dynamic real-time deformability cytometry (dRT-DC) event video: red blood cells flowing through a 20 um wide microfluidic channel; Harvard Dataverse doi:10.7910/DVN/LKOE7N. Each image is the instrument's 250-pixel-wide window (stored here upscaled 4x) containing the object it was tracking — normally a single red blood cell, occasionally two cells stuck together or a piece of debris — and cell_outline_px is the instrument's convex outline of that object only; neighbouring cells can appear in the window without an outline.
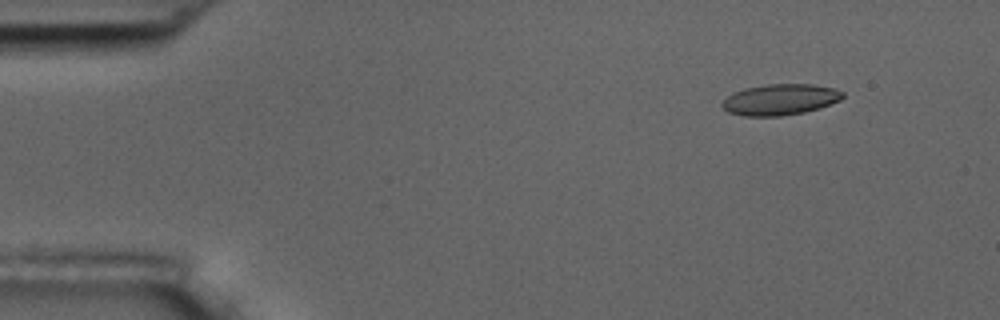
{"species": "common noctule bat (a hibernating species)", "species_latin": "Nyctalus noctula", "temperature_condition": "room temperature", "stored_images_in_passage": 5, "camera_frame_rate_fps": 3000, "um_per_image_px": 0.085, "animal": {"sex": "male", "body_mass_g": 17.5, "forearm_length_mm": 52.3}, "frame": {"image": 1, "passage_image": 1, "time_ms": 0.0, "image_size_px": [1000, 320], "cell_outline_px": [[844, 96], [840, 100], [820, 108], [804, 112], [780, 116], [744, 116], [728, 112], [720, 104], [732, 92], [744, 88], [768, 84], [812, 84], [832, 88], [844, 92]], "centroid_in_image_um": [66.3, 8.46], "position_along_channel_um": 18.7, "area_um2": 21.79}}
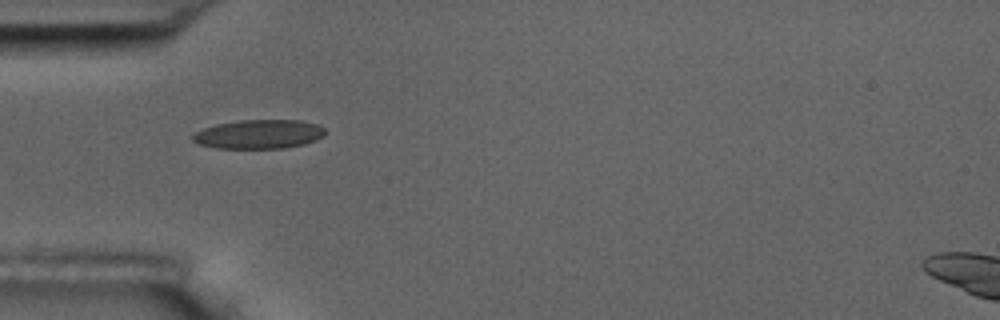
{"frame": {"image": 2, "passage_image": 4, "time_ms": 3.667, "image_size_px": [1000, 320], "cell_outline_px": [[328, 132], [324, 136], [316, 140], [304, 144], [284, 148], [216, 148], [200, 144], [192, 140], [192, 136], [196, 132], [204, 128], [216, 124], [240, 120], [300, 120], [316, 124], [324, 128]], "centroid_in_image_um": [22.04, 11.4], "position_along_channel_um": 63.0, "area_um2": 22.43}}